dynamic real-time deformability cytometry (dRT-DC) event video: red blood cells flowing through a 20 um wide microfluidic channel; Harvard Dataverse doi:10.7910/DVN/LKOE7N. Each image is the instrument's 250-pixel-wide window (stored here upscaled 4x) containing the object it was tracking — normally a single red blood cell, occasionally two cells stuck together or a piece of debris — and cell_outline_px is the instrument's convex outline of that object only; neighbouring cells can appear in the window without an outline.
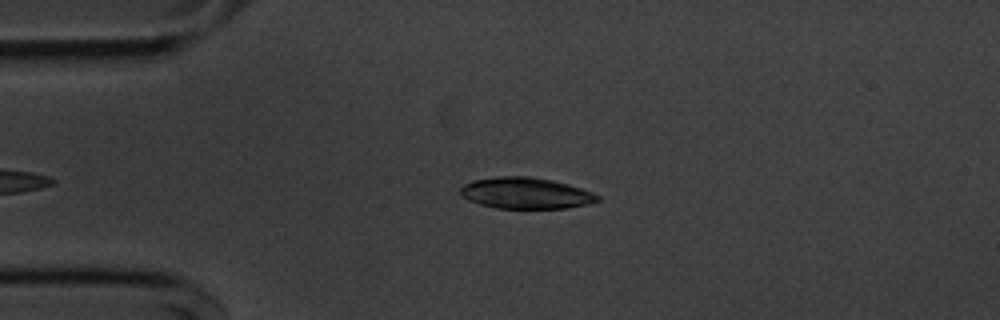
{"species": "common noctule bat (a hibernating species)", "species_latin": "Nyctalus noctula", "temperature_condition": "cold", "stored_images_in_passage": 40, "camera_frame_rate_fps": 3000, "um_per_image_px": 0.085, "animal": {"sex": "male", "body_mass_g": 20.1, "forearm_length_mm": 53.5}, "frame": {"image": 1, "passage_image": 3, "time_ms": 0.667, "image_size_px": [1000, 320], "cell_outline_px": [[600, 200], [588, 204], [564, 208], [496, 208], [480, 204], [468, 200], [460, 196], [460, 188], [464, 184], [472, 180], [496, 176], [528, 176], [552, 180], [568, 184], [592, 192], [600, 196]], "centroid_in_image_um": [44.66, 16.41], "position_along_channel_um": 40.3, "area_um2": 25.03}}
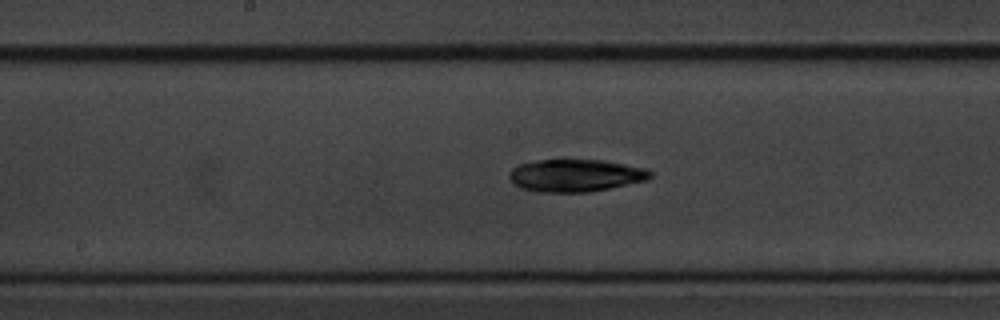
{"frame": {"image": 2, "passage_image": 18, "time_ms": 5.667, "image_size_px": [1000, 320], "cell_outline_px": [[652, 176], [648, 180], [588, 192], [536, 192], [520, 188], [508, 176], [512, 168], [516, 164], [540, 160], [604, 160], [648, 168], [652, 172]], "centroid_in_image_um": [48.93, 14.91], "position_along_channel_um": 199.3, "area_um2": 26.76}}
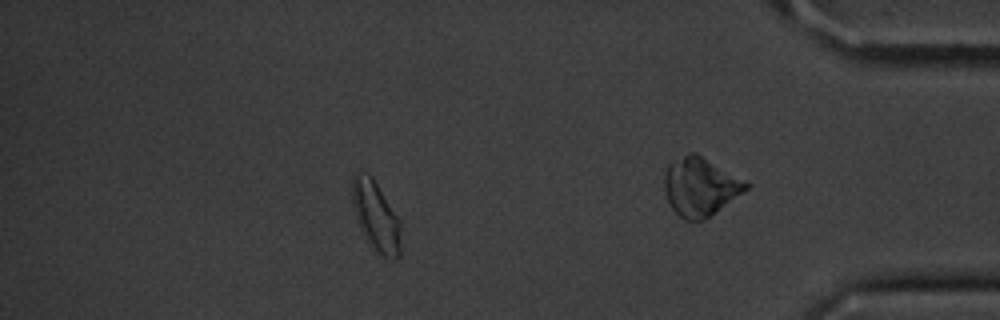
{"frame": {"image": 3, "passage_image": 33, "time_ms": 10.667, "image_size_px": [1000, 320], "cell_outline_px": [[400, 256], [396, 260], [392, 260], [376, 256], [368, 244], [360, 228], [356, 216], [352, 200], [352, 176], [356, 172], [368, 172], [372, 176], [400, 220]], "centroid_in_image_um": [31.96, 18.44], "position_along_channel_um": 403.2, "area_um2": 20.29}, "authors_computed_cell_mechanics": {"area_um2": 25.4609, "velocity_mm_per_s": 3.6328, "shape_relaxation_time_tau1_ms": 9.3941, "shape_relaxation_time_tau2_ms": 3.0785, "deformation_change_tau1": 0.2148, "deformation_change_tau2": 0.0727}}